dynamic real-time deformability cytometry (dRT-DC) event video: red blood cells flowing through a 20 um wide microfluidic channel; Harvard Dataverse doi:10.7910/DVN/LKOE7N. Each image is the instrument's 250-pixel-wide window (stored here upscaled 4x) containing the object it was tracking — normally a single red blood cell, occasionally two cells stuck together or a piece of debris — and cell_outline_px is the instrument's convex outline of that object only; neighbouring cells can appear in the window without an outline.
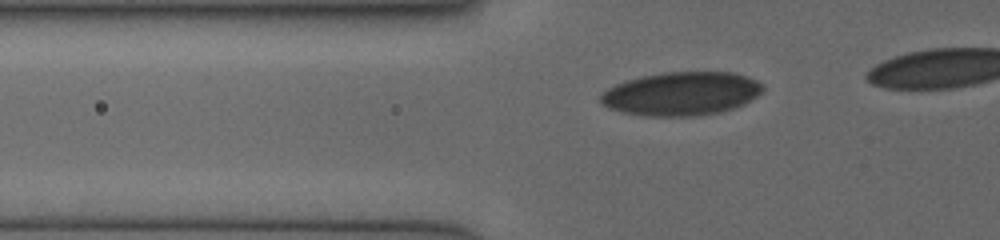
{"species": "human", "species_latin": "Homo sapiens", "temperature_condition": "cold", "stored_images_in_passage": 23, "camera_frame_rate_fps": 3000, "um_per_image_px": 0.085, "donor": {"sex": "female"}, "frame": {"image": 1, "passage_image": 14, "time_ms": 3.333, "image_size_px": [1000, 240], "cell_outline_px": [[764, 88], [756, 96], [744, 104], [720, 112], [692, 116], [652, 116], [624, 112], [608, 108], [600, 100], [600, 96], [608, 88], [616, 84], [640, 76], [664, 72], [736, 72], [748, 76], [756, 80]], "centroid_in_image_um": [57.93, 7.95], "position_along_channel_um": 67.9, "area_um2": 40.86}}
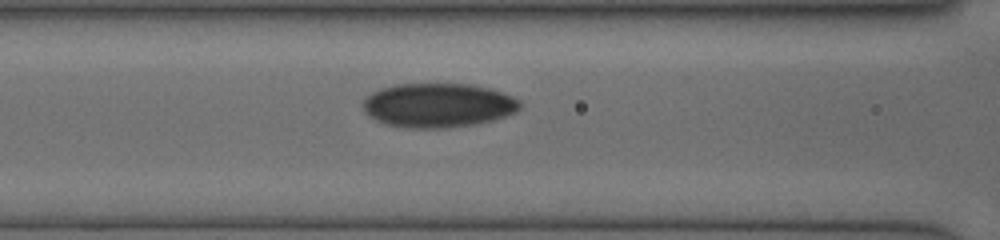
{"frame": {"image": 2, "passage_image": 19, "time_ms": 5.0, "image_size_px": [1000, 240], "cell_outline_px": [[520, 108], [516, 112], [492, 120], [468, 124], [440, 128], [404, 128], [384, 124], [376, 120], [364, 112], [364, 100], [372, 92], [380, 88], [396, 84], [472, 84], [492, 88], [512, 96], [520, 100]], "centroid_in_image_um": [37.23, 8.93], "position_along_channel_um": 129.4, "area_um2": 40.34}}
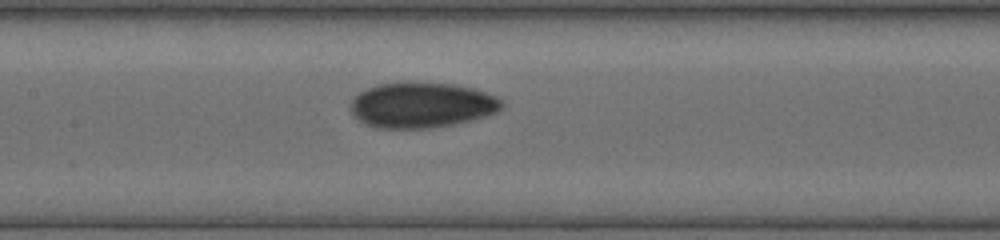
{"frame": {"image": 3, "passage_image": 22, "time_ms": 6.0, "image_size_px": [1000, 240], "cell_outline_px": [[504, 108], [496, 112], [484, 116], [456, 124], [432, 128], [376, 128], [360, 120], [352, 112], [352, 96], [368, 88], [380, 84], [396, 80], [408, 80], [456, 84], [472, 88], [496, 96], [504, 104]], "centroid_in_image_um": [35.85, 8.89], "position_along_channel_um": 171.6, "area_um2": 40.58}}